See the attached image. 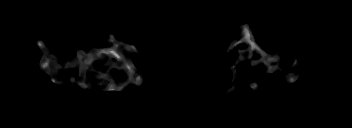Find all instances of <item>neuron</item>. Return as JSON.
Masks as SVG:
<instances>
[{
    "label": "neuron",
    "instance_id": "obj_1",
    "mask_svg": "<svg viewBox=\"0 0 352 128\" xmlns=\"http://www.w3.org/2000/svg\"><path fill=\"white\" fill-rule=\"evenodd\" d=\"M238 29L241 30L240 34L242 37L240 39H234L227 47V51L231 50V48H234L235 46L244 43L245 45L248 46V48H243L237 51V53H243L245 52L246 58L249 61L248 63V68L258 64L262 63L264 67H266V73L265 74H275L277 69H285L281 66L280 60H282V56L278 55V52H274V56L266 53L264 50L258 47L257 43L254 41V36L252 35V30L250 26L247 24H242V25H237ZM104 42H112L113 44L111 47L107 48H95L94 46H90V52H82L78 51V54L75 55L74 61L71 63L70 61H66L65 64H56L57 57L55 56H49V47L45 45V38L41 40H36L37 46L42 50V57L41 61L39 64V69L42 72H46L49 77L50 81L52 83H56L58 86L61 88L64 87V81H59L57 80V75L62 71L63 69L65 70V73H70V71H66L69 69L74 68L75 64H77V70H78V77H82V82L77 81V77H70L72 83H76L77 85L81 86L82 88H89V89H94V83H96L95 80H91L90 83L86 82V79H88V76H91L90 78L92 79L93 75H98L99 81L97 85L104 87V80L106 81H111V84L109 87H106V91L110 93H117V92H123L126 87L128 86V83H132L134 86H140L143 83V76L141 74H137V71H140V68L136 66L135 63L130 64V59L125 58L123 55L124 50H128L127 52H134V55L138 53V49L135 47L134 44H126L124 42H120L117 40L113 33L110 32V37L109 38H104ZM258 52L260 54V59L258 61H252L251 58L254 54V52ZM110 56L112 58H110ZM102 59V60H109V63L111 64L110 66H106L104 68V72L100 73L92 67L93 62H96L97 60ZM234 59V65L233 67V72L230 76V80L232 82H235L237 78V67H238V62L239 60L245 59L243 56L239 58H234V56L230 57L229 60ZM116 61H119L117 63ZM277 62L276 65H271V62ZM299 65V60L295 59L293 60L292 63V68L286 72L284 76L281 78L277 79L278 83L282 82L289 76H291L295 71L296 68ZM88 66H90L91 70L88 75ZM123 71L126 74L129 75V79L123 83V85L119 86L118 85V80L115 78V73L114 71ZM106 71H109L111 75H107ZM297 77H291L290 79L288 78L287 82H284L283 85L286 87L289 84H292L296 81ZM251 89L259 91L258 89V84L257 83H250L249 86ZM238 84L236 86H233V90H231V87L228 89L227 92L237 90ZM225 92V95L227 94ZM254 98V95L252 96H247L245 99L248 101L250 99Z\"/></svg>",
    "mask_w": 352,
    "mask_h": 128
}]
</instances>
